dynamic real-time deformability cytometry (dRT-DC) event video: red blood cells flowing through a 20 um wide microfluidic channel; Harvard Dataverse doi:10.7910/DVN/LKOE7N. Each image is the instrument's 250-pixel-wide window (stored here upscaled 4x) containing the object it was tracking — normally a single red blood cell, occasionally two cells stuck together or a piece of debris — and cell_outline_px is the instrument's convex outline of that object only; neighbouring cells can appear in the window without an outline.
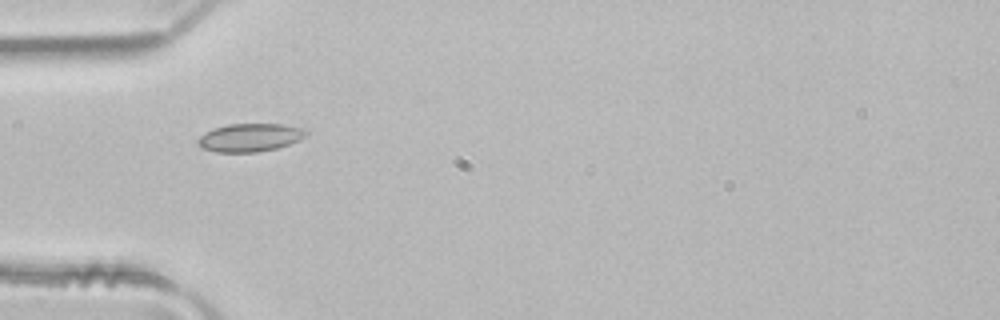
{"species": "common noctule bat (a hibernating species)", "species_latin": "Nyctalus noctula", "temperature_condition": "room temperature", "stored_images_in_passage": 2, "camera_frame_rate_fps": 3000, "um_per_image_px": 0.085, "animal": {"sex": "male", "body_mass_g": 21.5, "forearm_length_mm": 52.0}, "frame": {"image": 1, "passage_image": 1, "time_ms": 0.0, "image_size_px": [1000, 320], "cell_outline_px": [[308, 132], [300, 140], [276, 148], [256, 152], [216, 152], [200, 148], [196, 144], [196, 140], [200, 136], [212, 128], [228, 124], [284, 124], [304, 128]], "centroid_in_image_um": [21.2, 11.69], "position_along_channel_um": 63.8, "area_um2": 17.86}}
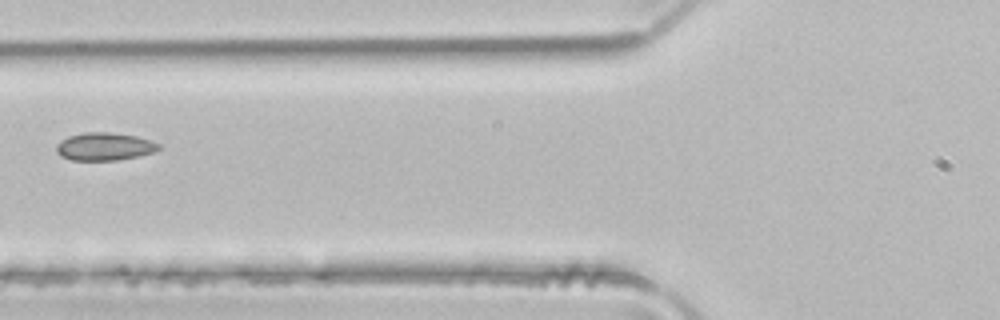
{"frame": {"image": 2, "passage_image": 2, "time_ms": 0.333, "image_size_px": [1000, 320], "cell_outline_px": [[160, 148], [152, 152], [136, 156], [116, 160], [72, 160], [60, 156], [56, 152], [56, 144], [60, 140], [68, 136], [84, 132], [108, 132], [136, 136], [152, 140], [160, 144]], "centroid_in_image_um": [8.84, 12.44], "position_along_channel_um": 117.0, "area_um2": 16.59}}